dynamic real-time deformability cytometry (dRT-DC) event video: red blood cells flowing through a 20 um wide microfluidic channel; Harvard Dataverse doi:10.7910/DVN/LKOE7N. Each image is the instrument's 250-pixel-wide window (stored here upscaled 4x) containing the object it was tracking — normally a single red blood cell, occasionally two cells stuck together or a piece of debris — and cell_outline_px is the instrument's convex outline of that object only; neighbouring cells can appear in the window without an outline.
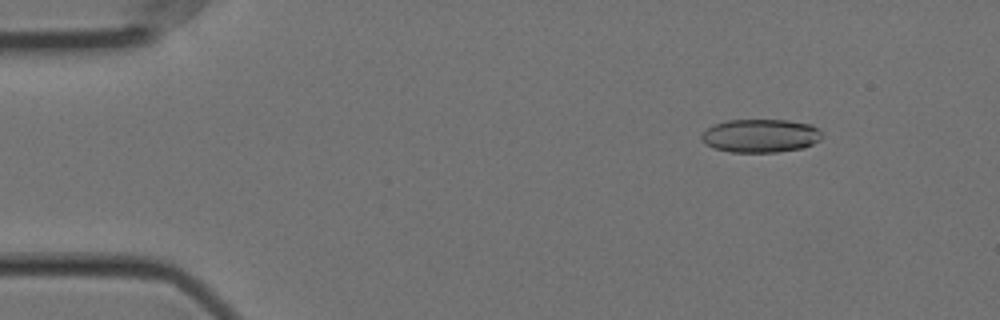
{"species": "Egyptian fruit bat (a non-hibernating species)", "species_latin": "Rousettus aegyptiacus", "temperature_condition": "cold", "stored_images_in_passage": 57, "camera_frame_rate_fps": 3000, "um_per_image_px": 0.085, "animal": {"sex": "female"}, "frame": {"image": 1, "passage_image": 7, "time_ms": 2.0, "image_size_px": [1000, 320], "cell_outline_px": [[820, 140], [804, 148], [776, 152], [732, 152], [716, 148], [700, 140], [700, 136], [712, 124], [728, 120], [788, 120], [812, 124], [820, 128]], "centroid_in_image_um": [64.66, 11.53], "position_along_channel_um": 20.3, "area_um2": 23.47}}
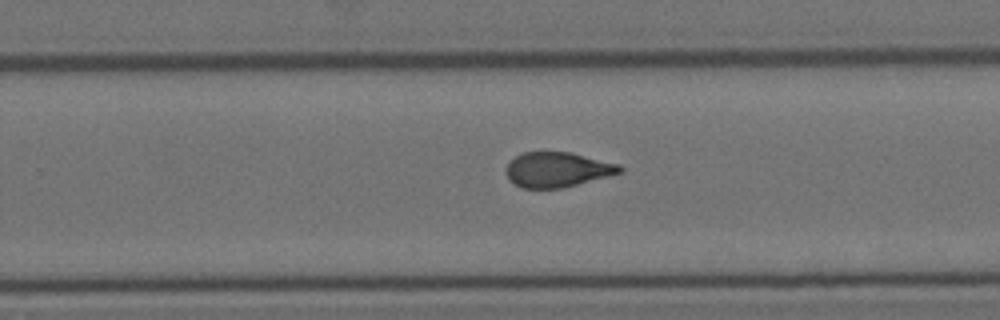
{"frame": {"image": 2, "passage_image": 36, "time_ms": 11.667, "image_size_px": [1000, 320], "cell_outline_px": [[624, 172], [564, 188], [520, 188], [512, 184], [508, 180], [504, 172], [508, 164], [516, 156], [524, 152], [568, 152], [620, 164], [624, 168]], "centroid_in_image_um": [47.37, 14.44], "position_along_channel_um": 282.4, "area_um2": 23.41}}
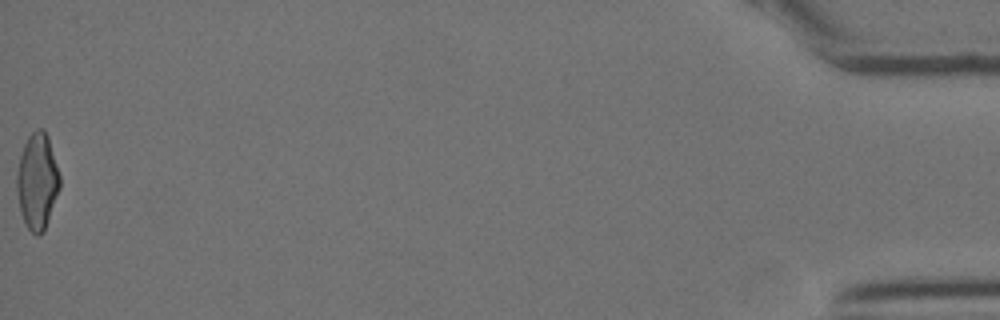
{"frame": {"image": 3, "passage_image": 57, "time_ms": 18.667, "image_size_px": [1000, 320], "cell_outline_px": [[60, 188], [44, 232], [40, 236], [36, 236], [24, 224], [20, 212], [16, 192], [16, 176], [20, 156], [24, 144], [28, 136], [36, 128], [44, 128], [48, 136], [60, 176]], "centroid_in_image_um": [3.16, 15.43], "position_along_channel_um": 432.0, "area_um2": 24.39}, "authors_computed_cell_mechanics": {"area_um2": 23.8136, "velocity_mm_per_s": 3.563, "shape_relaxation_time_tau1_ms": null, "shape_relaxation_time_tau2_ms": 1.6296, "deformation_change_tau1": null, "deformation_change_tau2": 0.0764}}